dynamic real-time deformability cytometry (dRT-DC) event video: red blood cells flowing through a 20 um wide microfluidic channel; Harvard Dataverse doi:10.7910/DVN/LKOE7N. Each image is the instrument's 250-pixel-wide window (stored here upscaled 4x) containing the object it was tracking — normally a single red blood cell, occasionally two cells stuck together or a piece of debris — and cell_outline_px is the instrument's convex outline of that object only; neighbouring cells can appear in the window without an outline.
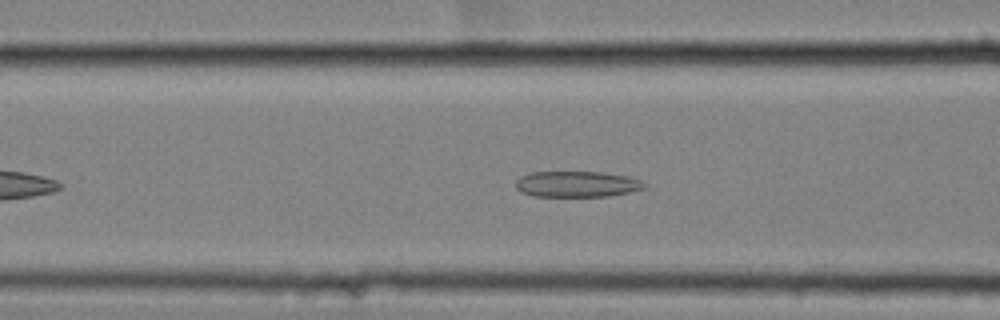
{"species": "common noctule bat (a hibernating species)", "species_latin": "Nyctalus noctula", "temperature_condition": "cold", "stored_images_in_passage": 47, "camera_frame_rate_fps": 3000, "um_per_image_px": 0.085, "animal": {"sex": "female", "body_mass_g": 25.1}, "frame": {"image": 1, "passage_image": 12, "time_ms": 3.667, "image_size_px": [1000, 320], "cell_outline_px": [[648, 184], [644, 188], [628, 192], [608, 196], [536, 196], [520, 192], [516, 188], [516, 180], [520, 176], [532, 172], [600, 172], [628, 176], [640, 180]], "centroid_in_image_um": [49.03, 15.64], "position_along_channel_um": 117.6, "area_um2": 19.36}}
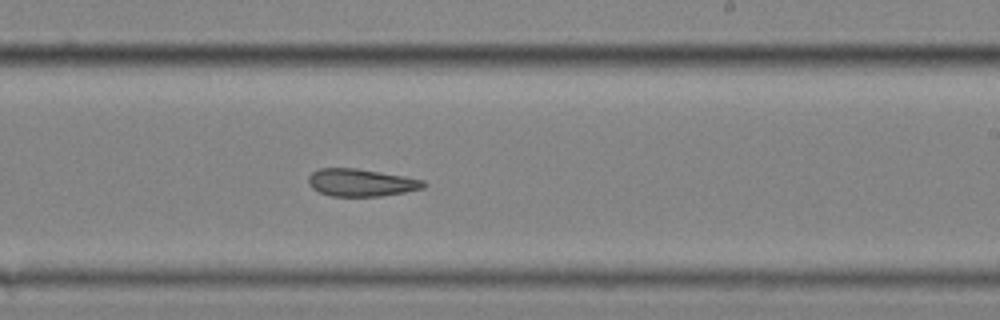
{"frame": {"image": 2, "passage_image": 24, "time_ms": 7.667, "image_size_px": [1000, 320], "cell_outline_px": [[428, 184], [424, 188], [404, 192], [380, 196], [332, 196], [320, 192], [312, 188], [308, 184], [308, 176], [312, 172], [320, 168], [356, 168], [404, 176], [424, 180]], "centroid_in_image_um": [30.69, 15.52], "position_along_channel_um": 258.3, "area_um2": 18.44}}
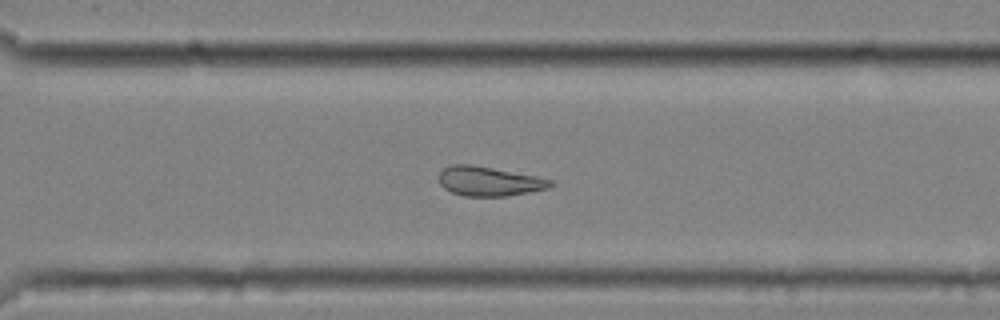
{"frame": {"image": 3, "passage_image": 30, "time_ms": 9.667, "image_size_px": [1000, 320], "cell_outline_px": [[556, 184], [548, 188], [528, 192], [504, 196], [464, 196], [452, 192], [444, 188], [440, 184], [440, 172], [444, 168], [452, 164], [472, 164], [536, 176], [552, 180]], "centroid_in_image_um": [41.58, 15.4], "position_along_channel_um": 329.0, "area_um2": 19.02}, "authors_computed_cell_mechanics": {"area_um2": 20.0566, "velocity_mm_per_s": 3.5221, "shape_relaxation_time_tau1_ms": null, "shape_relaxation_time_tau2_ms": 3.9487, "deformation_change_tau1": null, "deformation_change_tau2": 0.1228}}